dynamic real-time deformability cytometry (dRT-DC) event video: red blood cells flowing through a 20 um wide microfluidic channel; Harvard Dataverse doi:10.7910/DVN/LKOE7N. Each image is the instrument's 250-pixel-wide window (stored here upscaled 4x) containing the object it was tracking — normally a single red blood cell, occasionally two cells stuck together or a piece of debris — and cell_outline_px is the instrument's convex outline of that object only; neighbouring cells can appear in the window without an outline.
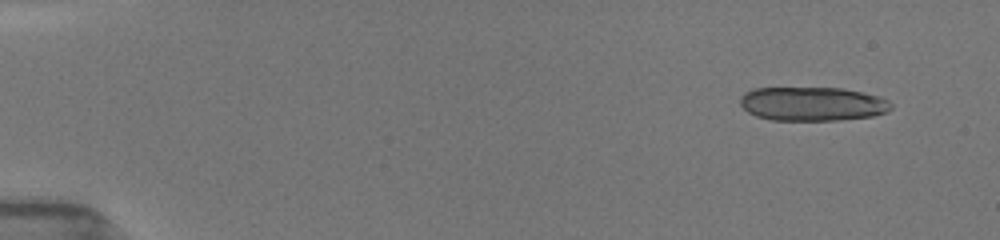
{"species": "common noctule bat (a hibernating species)", "species_latin": "Nyctalus noctula", "temperature_condition": "room temperature", "stored_images_in_passage": 49, "camera_frame_rate_fps": 3000, "um_per_image_px": 0.085, "animal": {"sex": "female", "body_mass_g": 19.5, "forearm_length_mm": 54.1}, "frame": {"image": 1, "passage_image": 1, "time_ms": 0.0, "image_size_px": [1000, 240], "cell_outline_px": [[892, 108], [888, 112], [872, 116], [836, 120], [772, 120], [756, 116], [748, 112], [740, 104], [740, 96], [744, 92], [756, 88], [840, 88], [880, 96], [888, 100], [892, 104]], "centroid_in_image_um": [69.05, 8.83], "position_along_channel_um": 15.9, "area_um2": 29.88}}
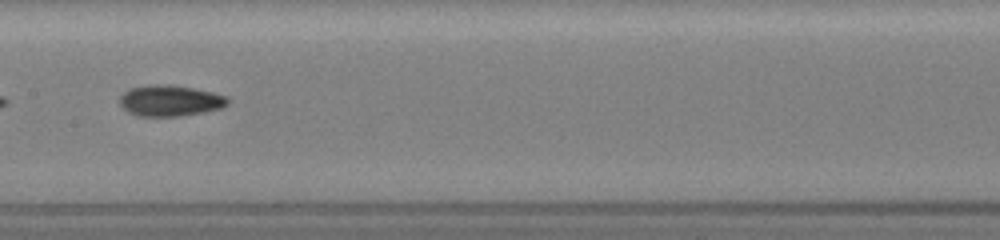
{"frame": {"image": 2, "passage_image": 25, "time_ms": 8.0, "image_size_px": [1000, 240], "cell_outline_px": [[228, 104], [220, 108], [204, 112], [180, 116], [140, 116], [128, 112], [120, 104], [120, 96], [128, 88], [148, 84], [168, 84], [192, 88], [212, 92], [228, 96]], "centroid_in_image_um": [14.44, 8.54], "position_along_channel_um": 193.0, "area_um2": 19.59}}
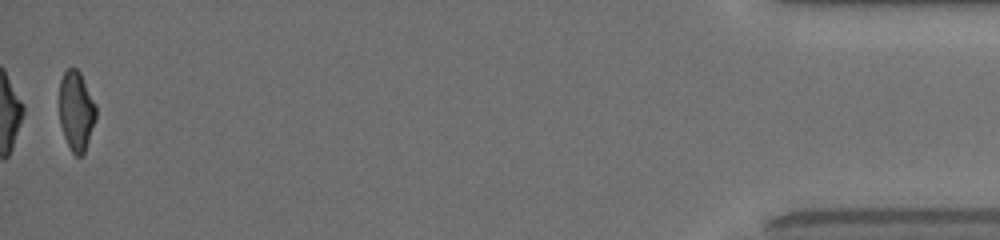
{"frame": {"image": 3, "passage_image": 49, "time_ms": 16.0, "image_size_px": [1000, 240], "cell_outline_px": [[96, 120], [84, 152], [80, 156], [76, 156], [72, 152], [64, 136], [60, 124], [60, 80], [64, 72], [68, 68], [76, 68], [80, 72], [96, 104]], "centroid_in_image_um": [6.49, 9.41], "position_along_channel_um": 428.7, "area_um2": 16.94}, "authors_computed_cell_mechanics": {"area_um2": 18.7272, "velocity_mm_per_s": 3.9724, "shape_relaxation_time_tau1_ms": 5.767, "shape_relaxation_time_tau2_ms": 3.7216, "deformation_change_tau1": 0.2059, "deformation_change_tau2": 0.0859}}